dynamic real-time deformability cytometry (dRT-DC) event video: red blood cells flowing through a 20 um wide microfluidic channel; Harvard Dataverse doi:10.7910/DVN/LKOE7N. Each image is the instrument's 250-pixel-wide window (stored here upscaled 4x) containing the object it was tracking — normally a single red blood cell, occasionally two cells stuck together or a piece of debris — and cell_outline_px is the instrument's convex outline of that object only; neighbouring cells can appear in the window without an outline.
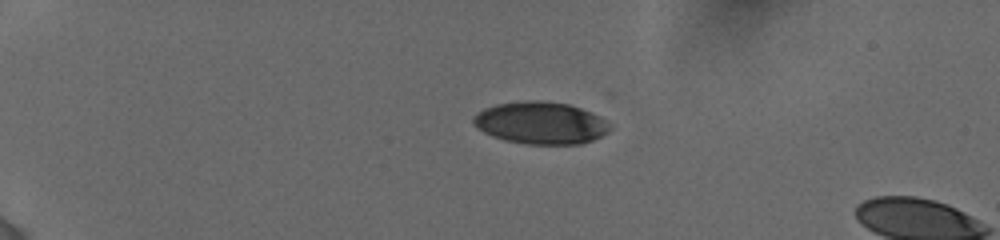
{"species": "human", "species_latin": "Homo sapiens", "temperature_condition": "cold", "stored_images_in_passage": 7, "camera_frame_rate_fps": 3000, "um_per_image_px": 0.085, "donor": {"sex": "female"}, "frame": {"image": 1, "passage_image": 5, "time_ms": 3.333, "image_size_px": [1000, 240], "cell_outline_px": [[612, 128], [608, 132], [592, 140], [580, 144], [528, 144], [504, 140], [492, 136], [484, 132], [472, 124], [472, 116], [476, 112], [484, 108], [496, 104], [532, 100], [536, 100], [568, 104], [592, 112], [600, 116]], "centroid_in_image_um": [45.93, 10.45], "position_along_channel_um": 39.1, "area_um2": 33.58}}